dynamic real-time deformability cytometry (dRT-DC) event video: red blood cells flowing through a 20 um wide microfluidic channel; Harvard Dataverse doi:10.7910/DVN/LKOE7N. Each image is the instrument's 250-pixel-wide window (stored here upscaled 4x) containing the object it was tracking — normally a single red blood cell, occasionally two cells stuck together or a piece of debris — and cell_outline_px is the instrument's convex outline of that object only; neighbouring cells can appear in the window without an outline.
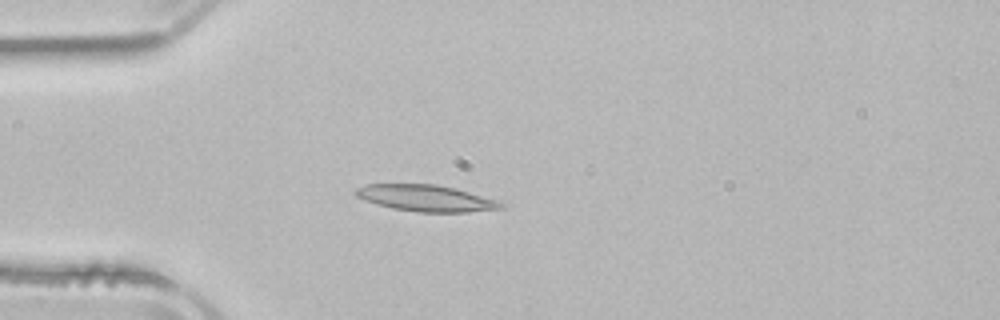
{"species": "common noctule bat (a hibernating species)", "species_latin": "Nyctalus noctula", "temperature_condition": "room temperature", "stored_images_in_passage": 3, "camera_frame_rate_fps": 3000, "um_per_image_px": 0.085, "animal": {"sex": "male", "body_mass_g": 21.5, "forearm_length_mm": 52.0}, "frame": {"image": 1, "passage_image": 3, "time_ms": 4.0, "image_size_px": [1000, 320], "cell_outline_px": [[504, 208], [468, 212], [416, 212], [392, 208], [376, 204], [364, 200], [356, 196], [356, 188], [364, 184], [436, 184], [456, 188], [496, 200], [504, 204]], "centroid_in_image_um": [36.19, 16.84], "position_along_channel_um": 48.8, "area_um2": 22.37}}